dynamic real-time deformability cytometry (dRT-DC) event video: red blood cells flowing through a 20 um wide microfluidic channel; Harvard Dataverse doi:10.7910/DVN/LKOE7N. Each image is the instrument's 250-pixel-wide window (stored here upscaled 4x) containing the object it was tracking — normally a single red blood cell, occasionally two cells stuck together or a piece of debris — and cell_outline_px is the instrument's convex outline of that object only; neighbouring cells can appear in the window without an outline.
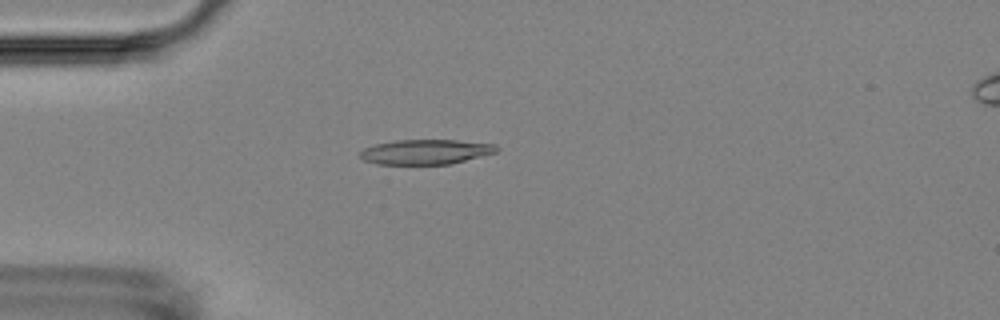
{"species": "Egyptian fruit bat (a non-hibernating species)", "species_latin": "Rousettus aegyptiacus", "temperature_condition": "room temperature", "stored_images_in_passage": 4, "camera_frame_rate_fps": 3000, "um_per_image_px": 0.085, "animal": {"sex": "female"}, "frame": {"image": 1, "passage_image": 3, "time_ms": 2.333, "image_size_px": [1000, 320], "cell_outline_px": [[500, 148], [496, 152], [448, 164], [376, 164], [364, 160], [360, 156], [360, 152], [364, 148], [376, 144], [396, 140], [456, 140], [496, 144]], "centroid_in_image_um": [36.18, 12.9], "position_along_channel_um": 48.8, "area_um2": 19.59}}